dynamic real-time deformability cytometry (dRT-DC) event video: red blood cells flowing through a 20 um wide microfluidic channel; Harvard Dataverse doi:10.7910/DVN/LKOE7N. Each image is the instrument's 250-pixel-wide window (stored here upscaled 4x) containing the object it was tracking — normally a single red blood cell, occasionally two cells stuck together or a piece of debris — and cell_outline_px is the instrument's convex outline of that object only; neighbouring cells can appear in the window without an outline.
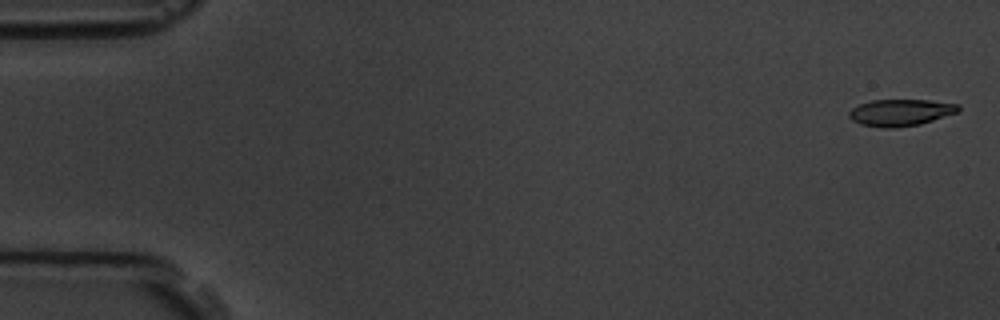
{"species": "common noctule bat (a hibernating species)", "species_latin": "Nyctalus noctula", "temperature_condition": "room temperature", "stored_images_in_passage": 6, "camera_frame_rate_fps": 3000, "um_per_image_px": 0.085, "animal": {"sex": "male", "body_mass_g": 19.5, "forearm_length_mm": 54.6}, "frame": {"image": 1, "passage_image": 1, "time_ms": 0.0, "image_size_px": [1000, 320], "cell_outline_px": [[960, 112], [920, 124], [896, 128], [884, 128], [860, 124], [852, 120], [848, 116], [848, 112], [852, 108], [860, 104], [872, 100], [928, 100], [960, 104]], "centroid_in_image_um": [76.57, 9.57], "position_along_channel_um": 8.4, "area_um2": 17.17}}
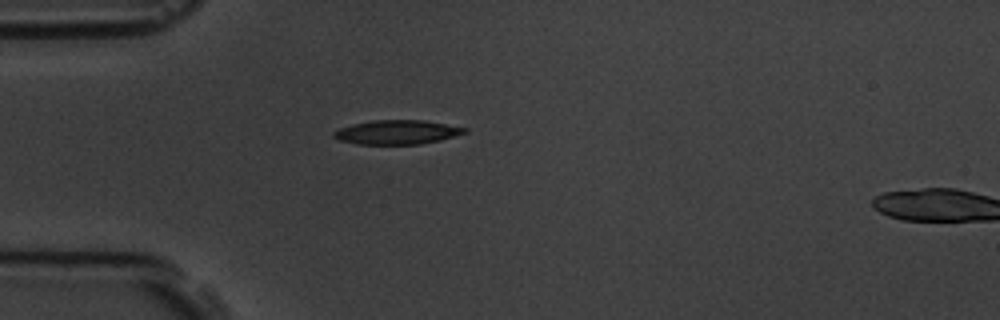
{"frame": {"image": 2, "passage_image": 5, "time_ms": 4.667, "image_size_px": [1000, 320], "cell_outline_px": [[468, 132], [440, 140], [420, 144], [360, 144], [340, 140], [332, 136], [332, 132], [340, 128], [352, 124], [372, 120], [424, 120], [468, 128]], "centroid_in_image_um": [33.75, 11.23], "position_along_channel_um": 51.2, "area_um2": 18.38}}